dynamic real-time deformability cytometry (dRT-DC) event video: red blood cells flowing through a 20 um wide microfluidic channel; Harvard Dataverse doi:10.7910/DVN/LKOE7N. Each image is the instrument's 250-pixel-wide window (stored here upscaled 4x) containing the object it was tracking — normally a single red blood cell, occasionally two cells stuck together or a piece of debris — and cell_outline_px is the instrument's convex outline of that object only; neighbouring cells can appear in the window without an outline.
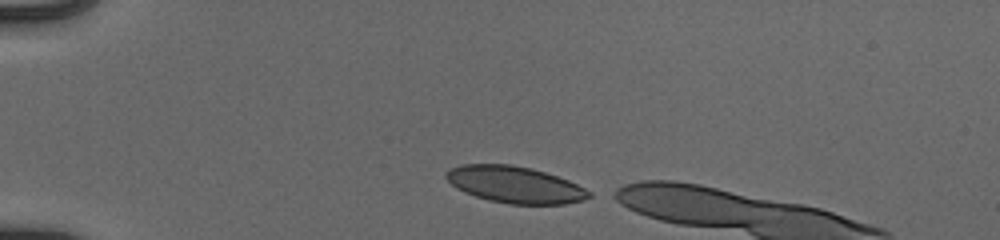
{"species": "human", "species_latin": "Homo sapiens", "temperature_condition": "cold", "stored_images_in_passage": 35, "camera_frame_rate_fps": 3000, "um_per_image_px": 0.085, "donor": {"sex": "male"}, "frame": {"image": 1, "passage_image": 1, "time_ms": 0.0, "image_size_px": [1000, 240], "cell_outline_px": [[592, 196], [584, 200], [564, 204], [508, 204], [488, 200], [464, 192], [456, 188], [444, 176], [444, 172], [452, 168], [464, 164], [512, 164], [532, 168], [568, 180], [592, 192]], "centroid_in_image_um": [43.76, 15.69], "position_along_channel_um": 41.2, "area_um2": 30.52}}
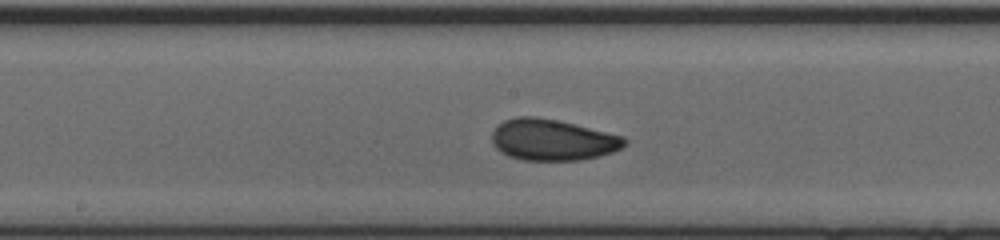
{"frame": {"image": 2, "passage_image": 17, "time_ms": 5.333, "image_size_px": [1000, 240], "cell_outline_px": [[628, 144], [612, 152], [600, 156], [580, 160], [524, 160], [508, 156], [500, 152], [492, 144], [492, 132], [496, 124], [504, 120], [516, 116], [536, 116], [556, 120], [624, 136], [628, 140]], "centroid_in_image_um": [46.94, 11.88], "position_along_channel_um": 201.3, "area_um2": 32.08}}
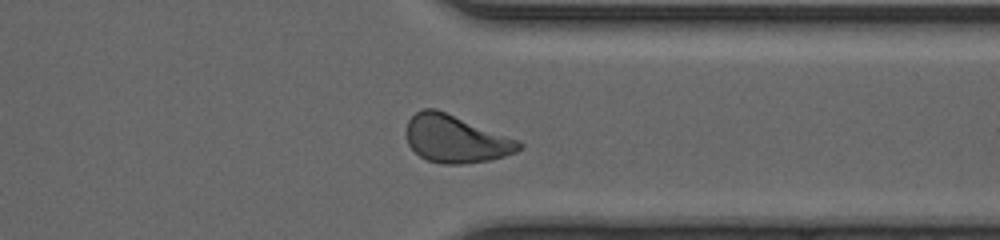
{"frame": {"image": 3, "passage_image": 30, "time_ms": 9.667, "image_size_px": [1000, 240], "cell_outline_px": [[524, 144], [516, 152], [504, 156], [488, 160], [460, 164], [440, 164], [428, 160], [420, 156], [408, 144], [404, 132], [408, 120], [416, 112], [424, 108], [436, 108], [520, 140]], "centroid_in_image_um": [38.72, 11.8], "position_along_channel_um": 372.7, "area_um2": 31.39}}